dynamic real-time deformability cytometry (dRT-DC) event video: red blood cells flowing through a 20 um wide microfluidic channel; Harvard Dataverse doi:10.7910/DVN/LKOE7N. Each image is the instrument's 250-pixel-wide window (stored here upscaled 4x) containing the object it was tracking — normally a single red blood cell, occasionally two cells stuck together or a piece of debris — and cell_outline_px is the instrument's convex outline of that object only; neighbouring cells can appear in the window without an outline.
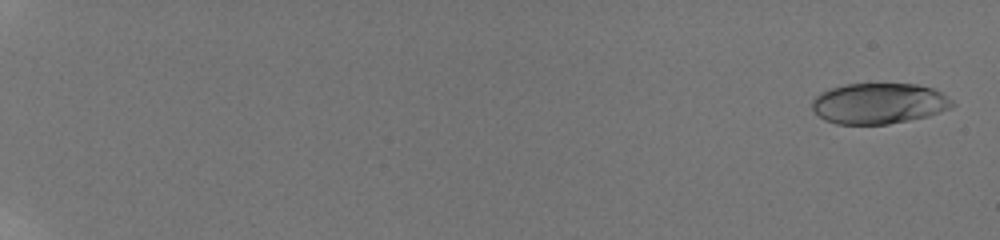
{"species": "human", "species_latin": "Homo sapiens", "temperature_condition": "room temperature", "stored_images_in_passage": 49, "camera_frame_rate_fps": 3000, "um_per_image_px": 0.085, "donor": {"sex": "male"}, "frame": {"image": 1, "passage_image": 4, "time_ms": 0.333, "image_size_px": [1000, 240], "cell_outline_px": [[956, 104], [952, 108], [928, 116], [888, 124], [836, 124], [824, 120], [812, 108], [812, 100], [820, 92], [844, 84], [916, 84], [932, 88], [940, 92], [952, 100]], "centroid_in_image_um": [74.71, 8.79], "position_along_channel_um": 10.3, "area_um2": 33.29}}
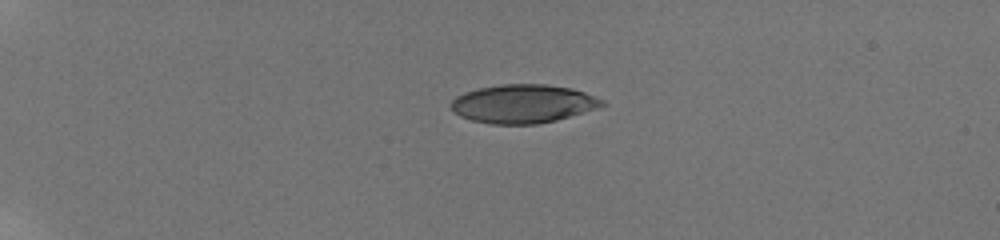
{"frame": {"image": 2, "passage_image": 32, "time_ms": 5.333, "image_size_px": [1000, 240], "cell_outline_px": [[608, 104], [596, 108], [556, 120], [536, 124], [492, 124], [472, 120], [460, 116], [452, 112], [452, 100], [456, 96], [464, 92], [480, 88], [500, 84], [544, 84], [572, 88], [584, 92], [604, 100]], "centroid_in_image_um": [44.45, 8.81], "position_along_channel_um": 40.5, "area_um2": 33.81}}